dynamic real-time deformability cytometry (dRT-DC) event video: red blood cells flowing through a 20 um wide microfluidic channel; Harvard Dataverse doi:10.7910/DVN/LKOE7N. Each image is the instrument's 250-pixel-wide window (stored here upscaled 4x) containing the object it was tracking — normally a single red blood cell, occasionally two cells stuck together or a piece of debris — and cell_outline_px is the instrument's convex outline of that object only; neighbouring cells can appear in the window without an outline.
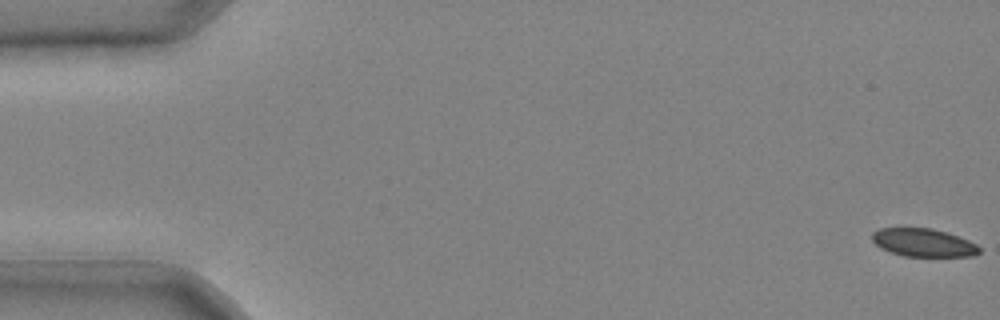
{"species": "common noctule bat (a hibernating species)", "species_latin": "Nyctalus noctula", "temperature_condition": "cold", "stored_images_in_passage": 15, "camera_frame_rate_fps": 3000, "um_per_image_px": 0.085, "animal": {"sex": "male", "body_mass_g": 20.4}, "frame": {"image": 1, "passage_image": 1, "time_ms": 0.0, "image_size_px": [1000, 320], "cell_outline_px": [[980, 252], [972, 256], [904, 256], [880, 248], [872, 240], [872, 232], [880, 228], [932, 228], [948, 232], [968, 240], [976, 244], [980, 248]], "centroid_in_image_um": [78.49, 20.61], "position_along_channel_um": 6.5, "area_um2": 17.51}}
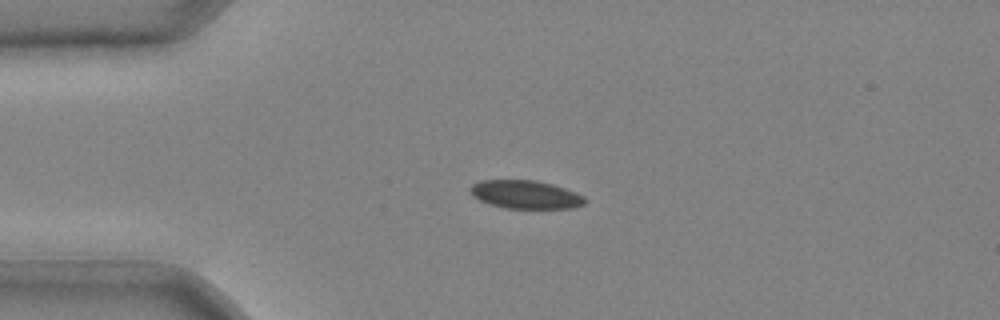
{"frame": {"image": 2, "passage_image": 11, "time_ms": 3.333, "image_size_px": [1000, 320], "cell_outline_px": [[588, 200], [584, 204], [572, 208], [504, 208], [480, 200], [472, 196], [468, 188], [472, 184], [480, 180], [536, 180], [552, 184], [576, 192], [584, 196]], "centroid_in_image_um": [44.67, 16.53], "position_along_channel_um": 40.3, "area_um2": 18.96}}